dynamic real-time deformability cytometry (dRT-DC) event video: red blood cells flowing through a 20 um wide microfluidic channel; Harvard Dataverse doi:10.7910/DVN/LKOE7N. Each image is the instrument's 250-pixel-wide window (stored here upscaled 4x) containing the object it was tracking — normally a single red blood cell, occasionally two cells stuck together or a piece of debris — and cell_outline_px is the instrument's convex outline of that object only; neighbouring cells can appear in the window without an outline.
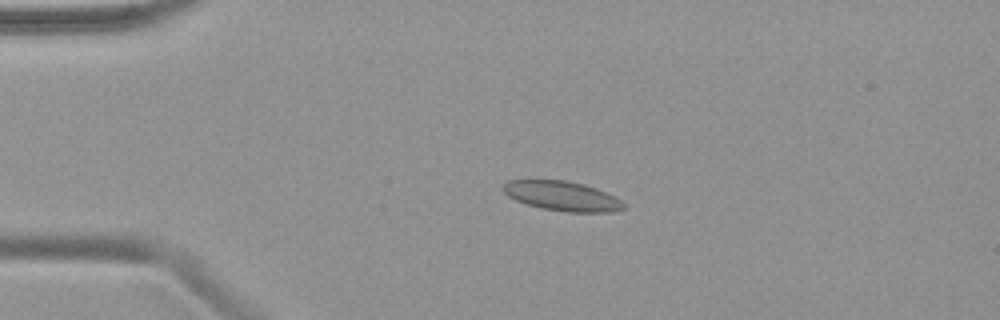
{"species": "common noctule bat (a hibernating species)", "species_latin": "Nyctalus noctula", "temperature_condition": "warm", "stored_images_in_passage": 51, "camera_frame_rate_fps": 3000, "um_per_image_px": 0.085, "animal": {"sex": "female", "body_mass_g": 19.9}, "frame": {"image": 1, "passage_image": 12, "time_ms": 3.667, "image_size_px": [1000, 320], "cell_outline_px": [[624, 208], [612, 212], [568, 212], [544, 208], [528, 204], [516, 200], [508, 196], [500, 188], [508, 180], [564, 180], [584, 184], [596, 188], [616, 196], [624, 204]], "centroid_in_image_um": [47.79, 16.65], "position_along_channel_um": 37.2, "area_um2": 20.69}}
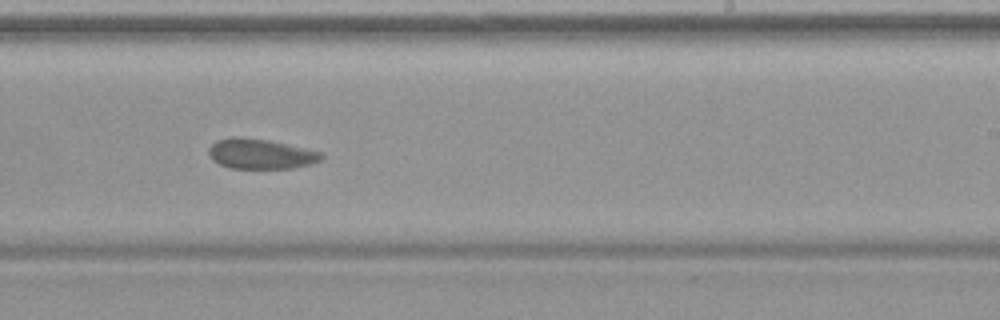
{"frame": {"image": 2, "passage_image": 32, "time_ms": 10.333, "image_size_px": [1000, 320], "cell_outline_px": [[324, 156], [320, 160], [308, 164], [292, 168], [228, 168], [212, 160], [208, 156], [208, 148], [216, 140], [228, 136], [240, 136], [268, 140], [320, 152]], "centroid_in_image_um": [22.05, 13.07], "position_along_channel_um": 266.9, "area_um2": 19.71}}
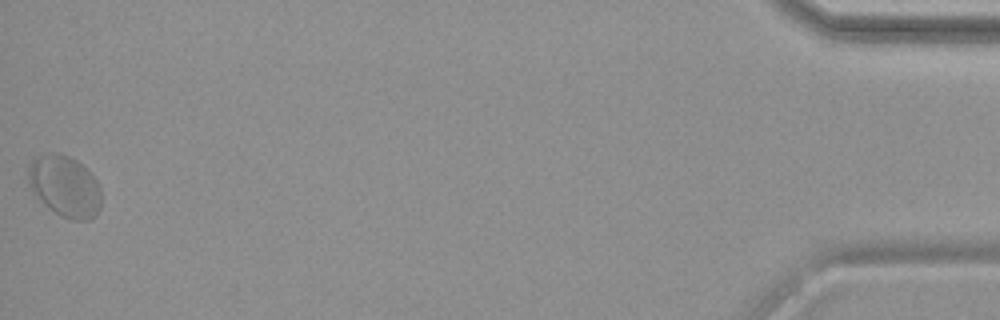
{"frame": {"image": 3, "passage_image": 51, "time_ms": 16.667, "image_size_px": [1000, 320], "cell_outline_px": [[100, 208], [88, 220], [72, 220], [60, 216], [44, 204], [32, 192], [28, 184], [28, 164], [36, 156], [48, 152], [60, 152], [76, 160], [100, 184]], "centroid_in_image_um": [5.46, 15.81], "position_along_channel_um": 429.7, "area_um2": 26.13}}